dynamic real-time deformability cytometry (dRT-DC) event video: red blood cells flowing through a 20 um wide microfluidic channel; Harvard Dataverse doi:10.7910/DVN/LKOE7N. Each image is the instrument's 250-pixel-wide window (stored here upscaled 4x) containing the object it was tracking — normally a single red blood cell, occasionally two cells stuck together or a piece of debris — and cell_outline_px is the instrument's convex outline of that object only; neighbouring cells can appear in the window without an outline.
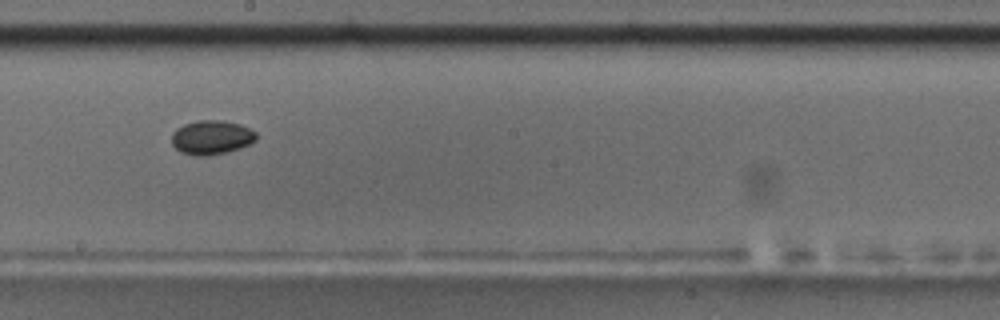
{"species": "common noctule bat (a hibernating species)", "species_latin": "Nyctalus noctula", "temperature_condition": "room temperature", "stored_images_in_passage": 56, "camera_frame_rate_fps": 3000, "um_per_image_px": 0.085, "animal": {"sex": "male", "body_mass_g": 17.5, "forearm_length_mm": 52.3}, "frame": {"image": 1, "passage_image": 32, "time_ms": 10.333, "image_size_px": [1000, 320], "cell_outline_px": [[256, 140], [240, 148], [224, 152], [204, 156], [196, 156], [180, 152], [172, 144], [172, 132], [176, 128], [184, 124], [196, 120], [220, 120], [240, 124], [256, 132]], "centroid_in_image_um": [17.95, 11.67], "position_along_channel_um": 230.3, "area_um2": 16.76}}
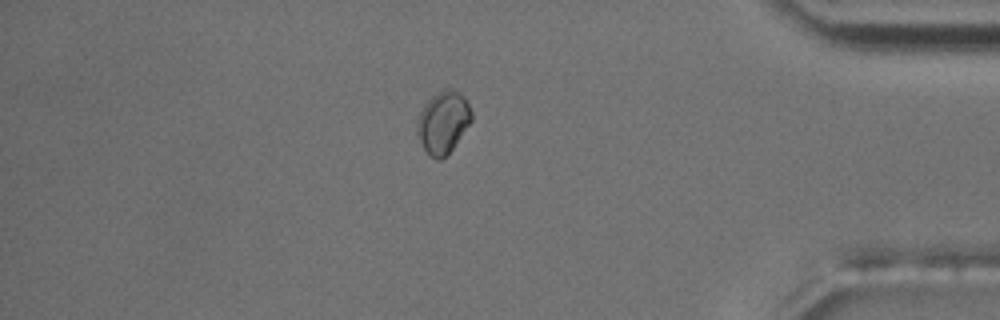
{"frame": {"image": 2, "passage_image": 48, "time_ms": 15.667, "image_size_px": [1000, 320], "cell_outline_px": [[472, 120], [452, 148], [440, 160], [436, 160], [424, 148], [416, 132], [416, 120], [424, 104], [436, 92], [444, 88], [452, 88], [468, 104], [472, 112]], "centroid_in_image_um": [37.63, 10.37], "position_along_channel_um": 397.6, "area_um2": 19.31}}